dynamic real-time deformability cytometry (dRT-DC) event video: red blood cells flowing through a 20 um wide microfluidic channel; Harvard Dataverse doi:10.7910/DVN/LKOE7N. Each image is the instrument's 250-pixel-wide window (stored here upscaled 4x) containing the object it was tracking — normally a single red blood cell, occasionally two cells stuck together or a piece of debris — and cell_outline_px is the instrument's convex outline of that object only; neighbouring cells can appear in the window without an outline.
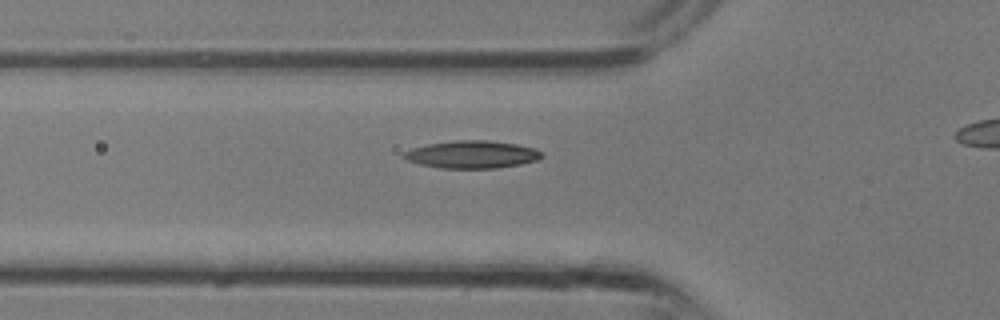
{"species": "common noctule bat (a hibernating species)", "species_latin": "Nyctalus noctula", "temperature_condition": "room temperature", "stored_images_in_passage": 20, "camera_frame_rate_fps": 3000, "um_per_image_px": 0.085, "animal": {"sex": "male", "body_mass_g": 13.3}, "frame": {"image": 1, "passage_image": 3, "time_ms": 0.667, "image_size_px": [1000, 320], "cell_outline_px": [[544, 156], [540, 160], [520, 164], [496, 168], [440, 168], [420, 164], [408, 160], [400, 156], [404, 152], [412, 148], [428, 144], [456, 140], [488, 140], [516, 144], [536, 148], [544, 152]], "centroid_in_image_um": [40.17, 13.13], "position_along_channel_um": 85.6, "area_um2": 22.31}}
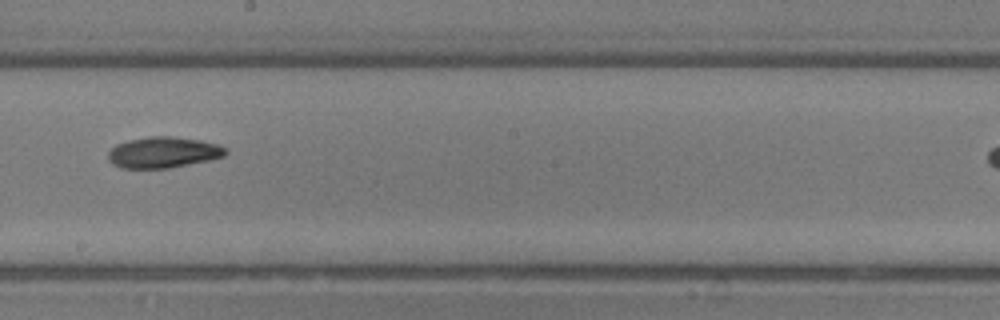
{"frame": {"image": 2, "passage_image": 10, "time_ms": 3.0, "image_size_px": [1000, 320], "cell_outline_px": [[228, 152], [224, 156], [208, 160], [168, 168], [120, 168], [112, 164], [108, 160], [108, 152], [116, 144], [128, 140], [148, 136], [172, 136], [200, 140], [216, 144], [224, 148]], "centroid_in_image_um": [13.83, 12.95], "position_along_channel_um": 234.4, "area_um2": 21.15}}
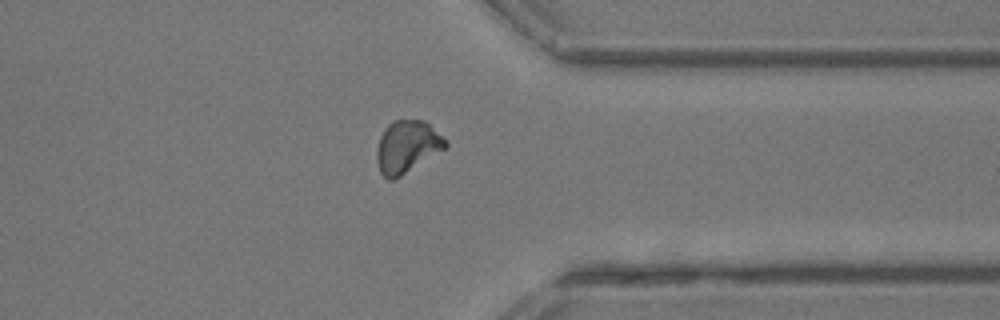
{"frame": {"image": 3, "passage_image": 17, "time_ms": 5.333, "image_size_px": [1000, 320], "cell_outline_px": [[448, 148], [400, 176], [392, 180], [388, 180], [380, 172], [376, 160], [376, 148], [380, 136], [384, 128], [392, 120], [424, 120], [448, 140]], "centroid_in_image_um": [34.61, 12.46], "position_along_channel_um": 376.8, "area_um2": 21.27}}